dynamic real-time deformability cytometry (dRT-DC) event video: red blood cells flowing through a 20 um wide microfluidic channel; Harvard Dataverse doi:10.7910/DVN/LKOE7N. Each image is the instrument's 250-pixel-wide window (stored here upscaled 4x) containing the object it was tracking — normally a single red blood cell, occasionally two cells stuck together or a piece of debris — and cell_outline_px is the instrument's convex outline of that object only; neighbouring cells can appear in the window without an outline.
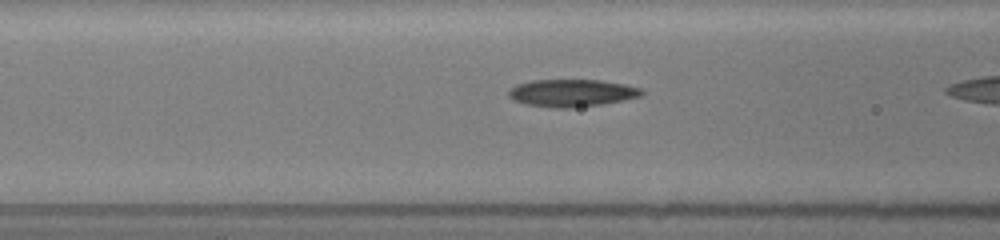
{"species": "common noctule bat (a hibernating species)", "species_latin": "Nyctalus noctula", "temperature_condition": "room temperature", "stored_images_in_passage": 18, "camera_frame_rate_fps": 3000, "um_per_image_px": 0.085, "animal": {"sex": "female", "body_mass_g": 19.5, "forearm_length_mm": 54.1}, "frame": {"image": 1, "passage_image": 15, "time_ms": 5.667, "image_size_px": [1000, 240], "cell_outline_px": [[644, 92], [640, 96], [624, 100], [600, 104], [572, 108], [548, 108], [524, 104], [512, 100], [508, 96], [508, 88], [516, 84], [532, 80], [600, 80], [624, 84], [640, 88]], "centroid_in_image_um": [48.53, 7.91], "position_along_channel_um": 118.1, "area_um2": 21.44}}